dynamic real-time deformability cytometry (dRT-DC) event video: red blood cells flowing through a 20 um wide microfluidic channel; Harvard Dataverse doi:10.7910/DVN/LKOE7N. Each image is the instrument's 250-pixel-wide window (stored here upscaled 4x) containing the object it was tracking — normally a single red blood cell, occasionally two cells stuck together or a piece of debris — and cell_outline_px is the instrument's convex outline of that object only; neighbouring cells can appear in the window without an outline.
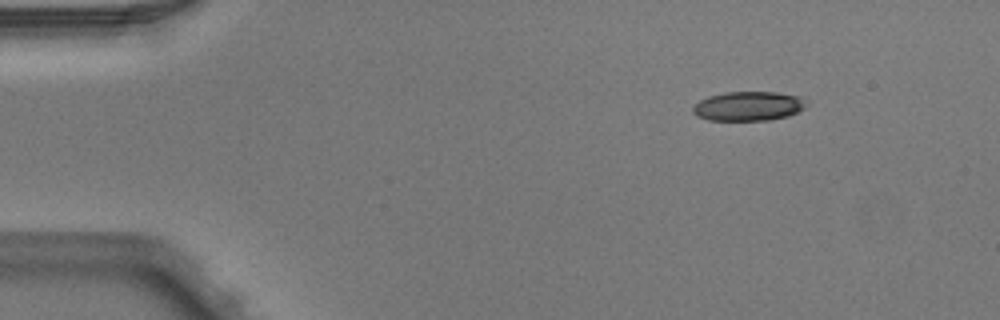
{"species": "Egyptian fruit bat (a non-hibernating species)", "species_latin": "Rousettus aegyptiacus", "temperature_condition": "warm", "stored_images_in_passage": 3, "camera_frame_rate_fps": 3000, "um_per_image_px": 0.085, "animal": {"sex": "male"}, "frame": {"image": 1, "passage_image": 1, "time_ms": 0.0, "image_size_px": [1000, 320], "cell_outline_px": [[808, 104], [804, 108], [788, 116], [768, 120], [708, 120], [696, 116], [692, 112], [692, 108], [700, 100], [708, 96], [724, 92], [776, 92], [800, 96], [808, 100]], "centroid_in_image_um": [63.63, 9.01], "position_along_channel_um": 21.4, "area_um2": 19.54}}